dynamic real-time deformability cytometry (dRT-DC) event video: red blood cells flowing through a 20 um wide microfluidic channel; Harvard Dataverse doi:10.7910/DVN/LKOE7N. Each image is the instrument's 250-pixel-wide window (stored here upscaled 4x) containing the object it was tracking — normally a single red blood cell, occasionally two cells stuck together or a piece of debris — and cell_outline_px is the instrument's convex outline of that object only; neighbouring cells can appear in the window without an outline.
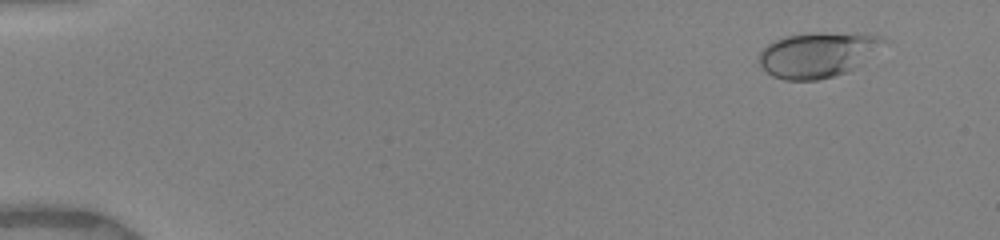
{"species": "human", "species_latin": "Homo sapiens", "temperature_condition": "warm", "stored_images_in_passage": 70, "camera_frame_rate_fps": 3000, "um_per_image_px": 0.085, "donor": {"sex": "female"}, "frame": {"image": 1, "passage_image": 8, "time_ms": 1.333, "image_size_px": [1000, 240], "cell_outline_px": [[888, 40], [852, 68], [844, 72], [832, 76], [816, 80], [784, 80], [772, 76], [760, 64], [756, 56], [768, 44], [784, 36], [860, 32], [880, 36]], "centroid_in_image_um": [69.44, 4.65], "position_along_channel_um": 15.6, "area_um2": 31.85}}
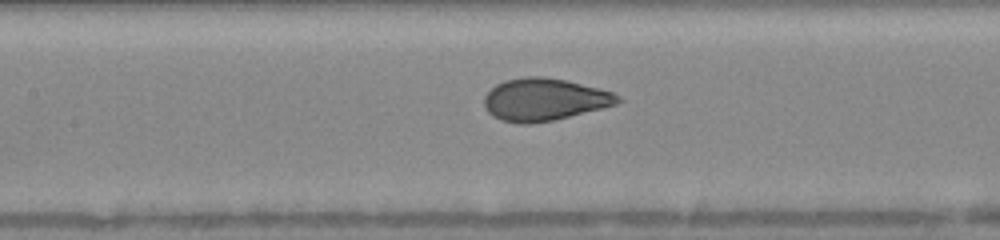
{"frame": {"image": 2, "passage_image": 42, "time_ms": 8.333, "image_size_px": [1000, 240], "cell_outline_px": [[624, 100], [616, 104], [604, 108], [552, 120], [532, 124], [516, 124], [500, 120], [492, 116], [484, 108], [484, 96], [496, 84], [504, 80], [524, 76], [544, 76], [564, 80], [612, 92], [620, 96]], "centroid_in_image_um": [46.23, 8.47], "position_along_channel_um": 161.2, "area_um2": 33.12}}
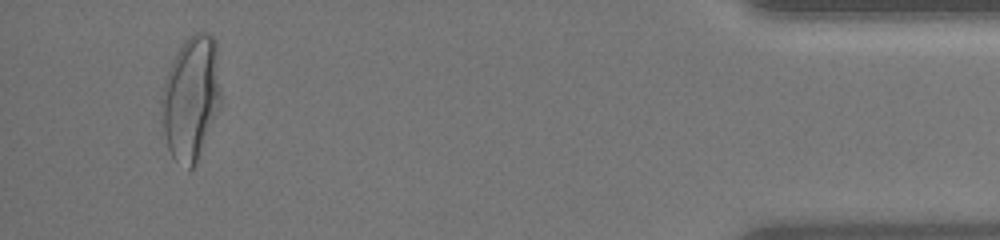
{"frame": {"image": 3, "passage_image": 66, "time_ms": 16.333, "image_size_px": [1000, 240], "cell_outline_px": [[220, 104], [196, 164], [188, 172], [172, 156], [168, 148], [164, 132], [160, 104], [160, 96], [172, 60], [176, 52], [184, 40], [188, 36], [196, 32], [204, 32], [212, 36], [216, 40], [220, 92]], "centroid_in_image_um": [16.22, 8.32], "position_along_channel_um": 419.0, "area_um2": 42.83}, "authors_computed_cell_mechanics": {"area_um2": 32.9749, "velocity_mm_per_s": 3.9804, "shape_relaxation_time_tau1_ms": 6.0845, "shape_relaxation_time_tau2_ms": null, "deformation_change_tau1": 0.2267, "deformation_change_tau2": null}}